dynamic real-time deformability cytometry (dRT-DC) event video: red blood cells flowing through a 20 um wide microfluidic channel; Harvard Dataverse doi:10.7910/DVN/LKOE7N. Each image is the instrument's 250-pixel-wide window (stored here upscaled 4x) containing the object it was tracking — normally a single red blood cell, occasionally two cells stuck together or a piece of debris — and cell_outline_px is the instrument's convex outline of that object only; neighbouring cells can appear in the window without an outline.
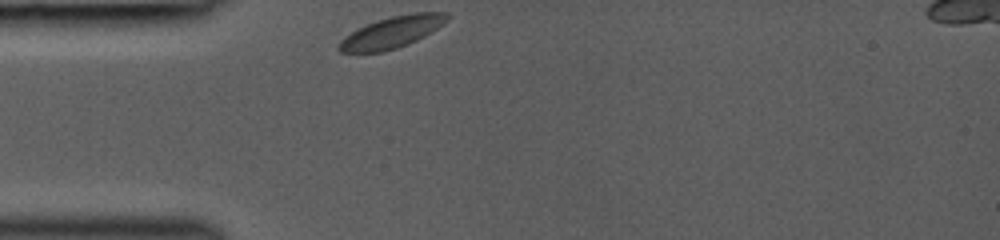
{"species": "common noctule bat (a hibernating species)", "species_latin": "Nyctalus noctula", "temperature_condition": "room temperature", "stored_images_in_passage": 30, "camera_frame_rate_fps": 3000, "um_per_image_px": 0.085, "animal": {"sex": "female", "body_mass_g": 19.0, "forearm_length_mm": 53.3}, "frame": {"image": 1, "passage_image": 1, "time_ms": 0.0, "image_size_px": [1000, 240], "cell_outline_px": [[452, 16], [444, 24], [424, 36], [416, 40], [396, 48], [384, 52], [340, 52], [336, 48], [340, 40], [344, 36], [376, 20], [392, 16], [412, 12], [448, 12]], "centroid_in_image_um": [33.34, 2.72], "position_along_channel_um": 51.7, "area_um2": 19.88}}
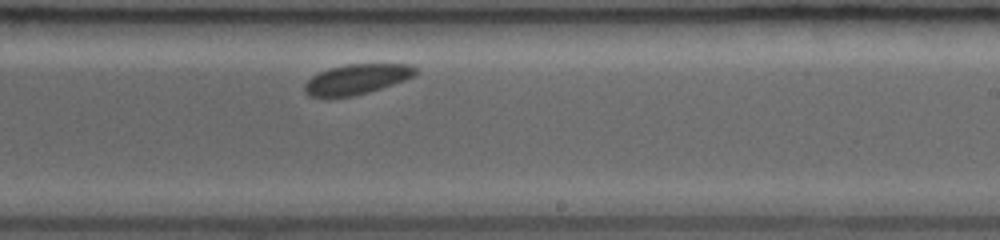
{"frame": {"image": 2, "passage_image": 19, "time_ms": 5.333, "image_size_px": [1000, 240], "cell_outline_px": [[416, 72], [412, 76], [404, 80], [368, 92], [352, 96], [308, 96], [304, 92], [304, 84], [312, 76], [328, 68], [348, 64], [408, 64], [416, 68]], "centroid_in_image_um": [30.28, 6.72], "position_along_channel_um": 258.7, "area_um2": 19.07}}
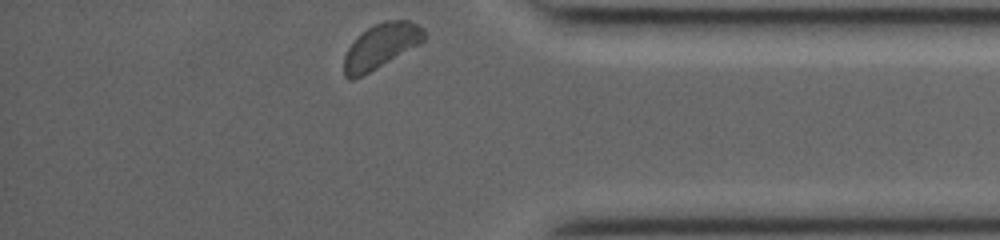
{"frame": {"image": 3, "passage_image": 30, "time_ms": 9.0, "image_size_px": [1000, 240], "cell_outline_px": [[424, 40], [376, 68], [352, 80], [348, 80], [344, 76], [344, 56], [348, 48], [368, 28], [384, 20], [408, 20], [424, 28]], "centroid_in_image_um": [32.35, 3.91], "position_along_channel_um": 402.8, "area_um2": 20.11}}